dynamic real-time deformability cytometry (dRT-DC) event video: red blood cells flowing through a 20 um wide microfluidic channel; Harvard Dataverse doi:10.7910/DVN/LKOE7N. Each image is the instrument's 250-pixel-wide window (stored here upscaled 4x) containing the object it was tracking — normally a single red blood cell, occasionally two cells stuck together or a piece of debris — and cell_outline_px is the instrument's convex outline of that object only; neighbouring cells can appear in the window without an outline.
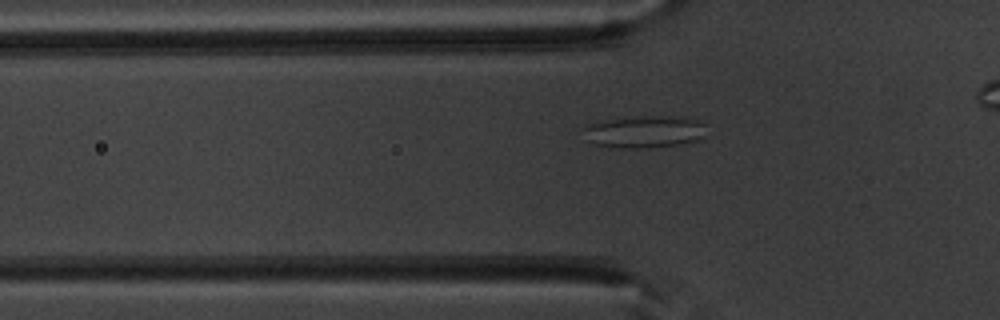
{"species": "common noctule bat (a hibernating species)", "species_latin": "Nyctalus noctula", "temperature_condition": "warm", "stored_images_in_passage": 40, "segment_of_instrument_passage": [1, 2], "camera_frame_rate_fps": 3000, "um_per_image_px": 0.085, "animal": {"sex": "male", "body_mass_g": 20.1, "forearm_length_mm": 53.5}, "frame": {"image": 1, "passage_image": 13, "time_ms": 4.0, "image_size_px": [1000, 320], "cell_outline_px": [[704, 136], [696, 140], [680, 144], [648, 148], [620, 148], [596, 144], [580, 128], [588, 124], [604, 120], [640, 116], [684, 116], [696, 120], [704, 124]], "centroid_in_image_um": [54.8, 11.18], "position_along_channel_um": 71.0, "area_um2": 22.89}}
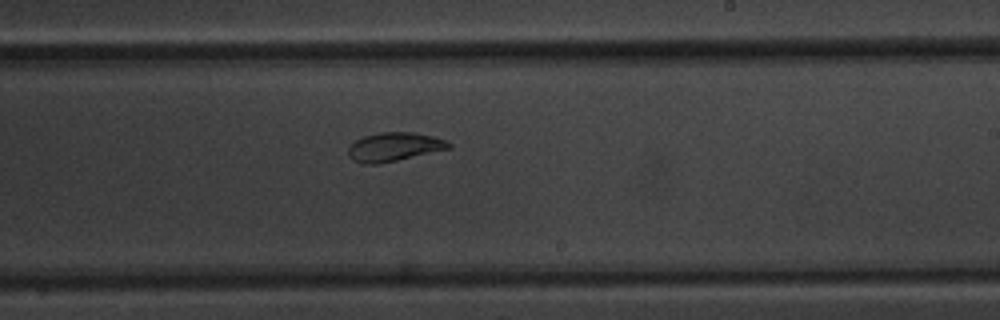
{"frame": {"image": 2, "passage_image": 27, "time_ms": 8.667, "image_size_px": [1000, 320], "cell_outline_px": [[452, 148], [380, 164], [364, 164], [352, 160], [348, 156], [348, 148], [356, 140], [364, 136], [380, 132], [412, 132], [432, 136], [444, 140], [452, 144]], "centroid_in_image_um": [33.49, 12.49], "position_along_channel_um": 255.5, "area_um2": 16.88}}
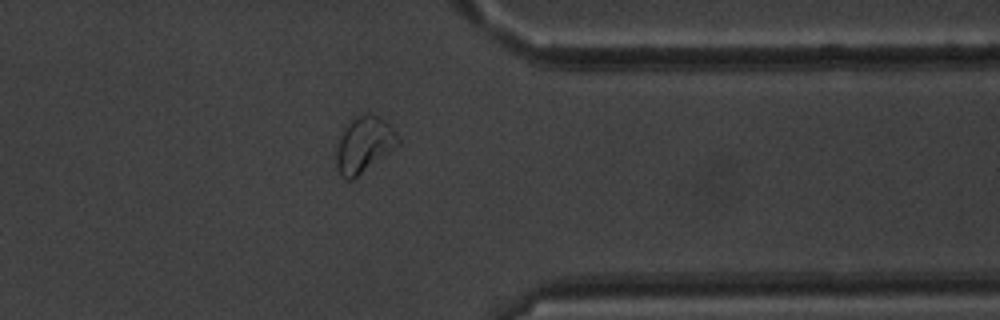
{"frame": {"image": 3, "passage_image": 37, "time_ms": 12.0, "image_size_px": [1000, 320], "cell_outline_px": [[400, 144], [352, 180], [344, 180], [340, 176], [336, 164], [336, 152], [340, 136], [344, 124], [348, 120], [356, 116], [368, 112], [372, 112], [384, 120], [400, 136]], "centroid_in_image_um": [30.92, 12.26], "position_along_channel_um": 380.5, "area_um2": 20.4}}